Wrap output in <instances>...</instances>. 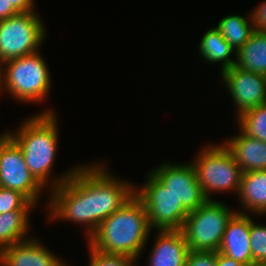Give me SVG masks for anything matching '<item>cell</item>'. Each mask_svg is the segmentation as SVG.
Wrapping results in <instances>:
<instances>
[{
  "instance_id": "obj_29",
  "label": "cell",
  "mask_w": 266,
  "mask_h": 266,
  "mask_svg": "<svg viewBox=\"0 0 266 266\" xmlns=\"http://www.w3.org/2000/svg\"><path fill=\"white\" fill-rule=\"evenodd\" d=\"M216 266H246L224 254L217 252Z\"/></svg>"
},
{
  "instance_id": "obj_22",
  "label": "cell",
  "mask_w": 266,
  "mask_h": 266,
  "mask_svg": "<svg viewBox=\"0 0 266 266\" xmlns=\"http://www.w3.org/2000/svg\"><path fill=\"white\" fill-rule=\"evenodd\" d=\"M36 206L22 193L0 187V214L9 211H31Z\"/></svg>"
},
{
  "instance_id": "obj_3",
  "label": "cell",
  "mask_w": 266,
  "mask_h": 266,
  "mask_svg": "<svg viewBox=\"0 0 266 266\" xmlns=\"http://www.w3.org/2000/svg\"><path fill=\"white\" fill-rule=\"evenodd\" d=\"M151 231L145 206L134 194L98 225L87 242L98 251L125 255L138 261Z\"/></svg>"
},
{
  "instance_id": "obj_4",
  "label": "cell",
  "mask_w": 266,
  "mask_h": 266,
  "mask_svg": "<svg viewBox=\"0 0 266 266\" xmlns=\"http://www.w3.org/2000/svg\"><path fill=\"white\" fill-rule=\"evenodd\" d=\"M51 78L47 62L38 51L5 62L3 92L23 104L40 103L50 93Z\"/></svg>"
},
{
  "instance_id": "obj_21",
  "label": "cell",
  "mask_w": 266,
  "mask_h": 266,
  "mask_svg": "<svg viewBox=\"0 0 266 266\" xmlns=\"http://www.w3.org/2000/svg\"><path fill=\"white\" fill-rule=\"evenodd\" d=\"M236 119L238 128L243 133L266 142V103L246 110Z\"/></svg>"
},
{
  "instance_id": "obj_10",
  "label": "cell",
  "mask_w": 266,
  "mask_h": 266,
  "mask_svg": "<svg viewBox=\"0 0 266 266\" xmlns=\"http://www.w3.org/2000/svg\"><path fill=\"white\" fill-rule=\"evenodd\" d=\"M151 172L169 189L188 211H194L208 199L198 182L196 170L190 163L164 161Z\"/></svg>"
},
{
  "instance_id": "obj_1",
  "label": "cell",
  "mask_w": 266,
  "mask_h": 266,
  "mask_svg": "<svg viewBox=\"0 0 266 266\" xmlns=\"http://www.w3.org/2000/svg\"><path fill=\"white\" fill-rule=\"evenodd\" d=\"M105 162L78 165L74 174L48 194V221L81 223L86 240L98 225L135 194L134 184L105 167Z\"/></svg>"
},
{
  "instance_id": "obj_16",
  "label": "cell",
  "mask_w": 266,
  "mask_h": 266,
  "mask_svg": "<svg viewBox=\"0 0 266 266\" xmlns=\"http://www.w3.org/2000/svg\"><path fill=\"white\" fill-rule=\"evenodd\" d=\"M242 210L238 213L255 216L266 215V170L242 173L241 187L238 194Z\"/></svg>"
},
{
  "instance_id": "obj_6",
  "label": "cell",
  "mask_w": 266,
  "mask_h": 266,
  "mask_svg": "<svg viewBox=\"0 0 266 266\" xmlns=\"http://www.w3.org/2000/svg\"><path fill=\"white\" fill-rule=\"evenodd\" d=\"M237 213L218 200H207L188 213L181 231L190 251L218 252L225 229Z\"/></svg>"
},
{
  "instance_id": "obj_9",
  "label": "cell",
  "mask_w": 266,
  "mask_h": 266,
  "mask_svg": "<svg viewBox=\"0 0 266 266\" xmlns=\"http://www.w3.org/2000/svg\"><path fill=\"white\" fill-rule=\"evenodd\" d=\"M0 187L22 193L36 207L44 189L31 175L18 144L5 131L0 135Z\"/></svg>"
},
{
  "instance_id": "obj_28",
  "label": "cell",
  "mask_w": 266,
  "mask_h": 266,
  "mask_svg": "<svg viewBox=\"0 0 266 266\" xmlns=\"http://www.w3.org/2000/svg\"><path fill=\"white\" fill-rule=\"evenodd\" d=\"M18 13L12 5H9L7 0H0V21Z\"/></svg>"
},
{
  "instance_id": "obj_12",
  "label": "cell",
  "mask_w": 266,
  "mask_h": 266,
  "mask_svg": "<svg viewBox=\"0 0 266 266\" xmlns=\"http://www.w3.org/2000/svg\"><path fill=\"white\" fill-rule=\"evenodd\" d=\"M57 254L42 244L38 237L15 243L0 252V266H64Z\"/></svg>"
},
{
  "instance_id": "obj_26",
  "label": "cell",
  "mask_w": 266,
  "mask_h": 266,
  "mask_svg": "<svg viewBox=\"0 0 266 266\" xmlns=\"http://www.w3.org/2000/svg\"><path fill=\"white\" fill-rule=\"evenodd\" d=\"M254 31L266 32V1L249 11Z\"/></svg>"
},
{
  "instance_id": "obj_5",
  "label": "cell",
  "mask_w": 266,
  "mask_h": 266,
  "mask_svg": "<svg viewBox=\"0 0 266 266\" xmlns=\"http://www.w3.org/2000/svg\"><path fill=\"white\" fill-rule=\"evenodd\" d=\"M199 150L192 162L205 197L213 200L211 193L239 194L242 171L230 150L222 143L209 144Z\"/></svg>"
},
{
  "instance_id": "obj_19",
  "label": "cell",
  "mask_w": 266,
  "mask_h": 266,
  "mask_svg": "<svg viewBox=\"0 0 266 266\" xmlns=\"http://www.w3.org/2000/svg\"><path fill=\"white\" fill-rule=\"evenodd\" d=\"M30 213L32 211H9L0 214V252L15 243L31 238Z\"/></svg>"
},
{
  "instance_id": "obj_13",
  "label": "cell",
  "mask_w": 266,
  "mask_h": 266,
  "mask_svg": "<svg viewBox=\"0 0 266 266\" xmlns=\"http://www.w3.org/2000/svg\"><path fill=\"white\" fill-rule=\"evenodd\" d=\"M250 245V215L237 212L228 222L218 252L249 266L253 263Z\"/></svg>"
},
{
  "instance_id": "obj_8",
  "label": "cell",
  "mask_w": 266,
  "mask_h": 266,
  "mask_svg": "<svg viewBox=\"0 0 266 266\" xmlns=\"http://www.w3.org/2000/svg\"><path fill=\"white\" fill-rule=\"evenodd\" d=\"M143 187L135 185V195L142 201L152 230H181L188 211L169 189L151 172Z\"/></svg>"
},
{
  "instance_id": "obj_24",
  "label": "cell",
  "mask_w": 266,
  "mask_h": 266,
  "mask_svg": "<svg viewBox=\"0 0 266 266\" xmlns=\"http://www.w3.org/2000/svg\"><path fill=\"white\" fill-rule=\"evenodd\" d=\"M89 266H138L136 260L125 255L108 254L92 248L89 244Z\"/></svg>"
},
{
  "instance_id": "obj_31",
  "label": "cell",
  "mask_w": 266,
  "mask_h": 266,
  "mask_svg": "<svg viewBox=\"0 0 266 266\" xmlns=\"http://www.w3.org/2000/svg\"><path fill=\"white\" fill-rule=\"evenodd\" d=\"M249 266H266V264H260V263H252Z\"/></svg>"
},
{
  "instance_id": "obj_2",
  "label": "cell",
  "mask_w": 266,
  "mask_h": 266,
  "mask_svg": "<svg viewBox=\"0 0 266 266\" xmlns=\"http://www.w3.org/2000/svg\"><path fill=\"white\" fill-rule=\"evenodd\" d=\"M57 115L53 109L46 108L27 118L17 130L15 129L16 132L5 131L22 150L31 175L45 190L50 189L49 191L68 180L78 166H73L62 173L63 175H55V178L51 174L58 154Z\"/></svg>"
},
{
  "instance_id": "obj_7",
  "label": "cell",
  "mask_w": 266,
  "mask_h": 266,
  "mask_svg": "<svg viewBox=\"0 0 266 266\" xmlns=\"http://www.w3.org/2000/svg\"><path fill=\"white\" fill-rule=\"evenodd\" d=\"M37 12L18 13L0 21V58L6 62L40 51L46 27Z\"/></svg>"
},
{
  "instance_id": "obj_30",
  "label": "cell",
  "mask_w": 266,
  "mask_h": 266,
  "mask_svg": "<svg viewBox=\"0 0 266 266\" xmlns=\"http://www.w3.org/2000/svg\"><path fill=\"white\" fill-rule=\"evenodd\" d=\"M4 66L5 62L0 58V94L3 92Z\"/></svg>"
},
{
  "instance_id": "obj_15",
  "label": "cell",
  "mask_w": 266,
  "mask_h": 266,
  "mask_svg": "<svg viewBox=\"0 0 266 266\" xmlns=\"http://www.w3.org/2000/svg\"><path fill=\"white\" fill-rule=\"evenodd\" d=\"M223 144L233 154L242 173L266 170V142L249 137L240 129Z\"/></svg>"
},
{
  "instance_id": "obj_18",
  "label": "cell",
  "mask_w": 266,
  "mask_h": 266,
  "mask_svg": "<svg viewBox=\"0 0 266 266\" xmlns=\"http://www.w3.org/2000/svg\"><path fill=\"white\" fill-rule=\"evenodd\" d=\"M235 66L266 76V32L253 31L236 51Z\"/></svg>"
},
{
  "instance_id": "obj_23",
  "label": "cell",
  "mask_w": 266,
  "mask_h": 266,
  "mask_svg": "<svg viewBox=\"0 0 266 266\" xmlns=\"http://www.w3.org/2000/svg\"><path fill=\"white\" fill-rule=\"evenodd\" d=\"M250 215V248L253 263L266 264V225L257 224Z\"/></svg>"
},
{
  "instance_id": "obj_25",
  "label": "cell",
  "mask_w": 266,
  "mask_h": 266,
  "mask_svg": "<svg viewBox=\"0 0 266 266\" xmlns=\"http://www.w3.org/2000/svg\"><path fill=\"white\" fill-rule=\"evenodd\" d=\"M217 252L189 251L185 266H216Z\"/></svg>"
},
{
  "instance_id": "obj_17",
  "label": "cell",
  "mask_w": 266,
  "mask_h": 266,
  "mask_svg": "<svg viewBox=\"0 0 266 266\" xmlns=\"http://www.w3.org/2000/svg\"><path fill=\"white\" fill-rule=\"evenodd\" d=\"M198 48L199 55H201L203 60L212 64H221L220 74L236 63V52L226 42L216 27L209 28L203 34Z\"/></svg>"
},
{
  "instance_id": "obj_14",
  "label": "cell",
  "mask_w": 266,
  "mask_h": 266,
  "mask_svg": "<svg viewBox=\"0 0 266 266\" xmlns=\"http://www.w3.org/2000/svg\"><path fill=\"white\" fill-rule=\"evenodd\" d=\"M147 266H185L189 247L181 230H158Z\"/></svg>"
},
{
  "instance_id": "obj_27",
  "label": "cell",
  "mask_w": 266,
  "mask_h": 266,
  "mask_svg": "<svg viewBox=\"0 0 266 266\" xmlns=\"http://www.w3.org/2000/svg\"><path fill=\"white\" fill-rule=\"evenodd\" d=\"M19 13H28L36 11V0H7Z\"/></svg>"
},
{
  "instance_id": "obj_11",
  "label": "cell",
  "mask_w": 266,
  "mask_h": 266,
  "mask_svg": "<svg viewBox=\"0 0 266 266\" xmlns=\"http://www.w3.org/2000/svg\"><path fill=\"white\" fill-rule=\"evenodd\" d=\"M220 77L236 105V118L246 110L266 103V76L234 65L225 70Z\"/></svg>"
},
{
  "instance_id": "obj_20",
  "label": "cell",
  "mask_w": 266,
  "mask_h": 266,
  "mask_svg": "<svg viewBox=\"0 0 266 266\" xmlns=\"http://www.w3.org/2000/svg\"><path fill=\"white\" fill-rule=\"evenodd\" d=\"M247 15L225 16L215 26L235 52L249 40L254 31L249 12Z\"/></svg>"
}]
</instances>
